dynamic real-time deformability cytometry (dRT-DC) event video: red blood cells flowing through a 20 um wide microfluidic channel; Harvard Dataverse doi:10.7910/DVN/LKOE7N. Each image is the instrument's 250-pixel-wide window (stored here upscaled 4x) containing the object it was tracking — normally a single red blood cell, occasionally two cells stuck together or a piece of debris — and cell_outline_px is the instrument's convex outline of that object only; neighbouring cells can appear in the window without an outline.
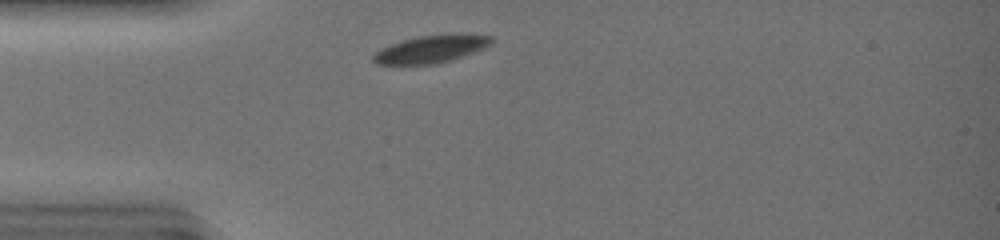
{"species": "common noctule bat (a hibernating species)", "species_latin": "Nyctalus noctula", "temperature_condition": "warm", "stored_images_in_passage": 30, "camera_frame_rate_fps": 3000, "um_per_image_px": 0.085, "animal": {"sex": "female", "body_mass_g": 19.0, "forearm_length_mm": 51.5}, "frame": {"image": 1, "passage_image": 2, "time_ms": 0.333, "image_size_px": [1000, 240], "cell_outline_px": [[492, 44], [452, 60], [436, 64], [376, 64], [372, 60], [372, 56], [380, 48], [404, 40], [420, 36], [492, 36]], "centroid_in_image_um": [36.54, 4.22], "position_along_channel_um": 48.5, "area_um2": 17.98}}
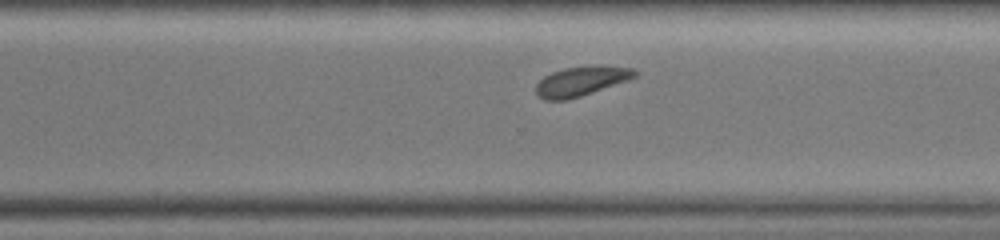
{"frame": {"image": 2, "passage_image": 23, "time_ms": 7.333, "image_size_px": [1000, 240], "cell_outline_px": [[640, 72], [636, 76], [628, 80], [568, 100], [544, 100], [536, 92], [536, 84], [544, 76], [552, 72], [564, 68], [592, 64], [600, 64], [632, 68]], "centroid_in_image_um": [49.43, 6.86], "position_along_channel_um": 321.2, "area_um2": 17.22}}
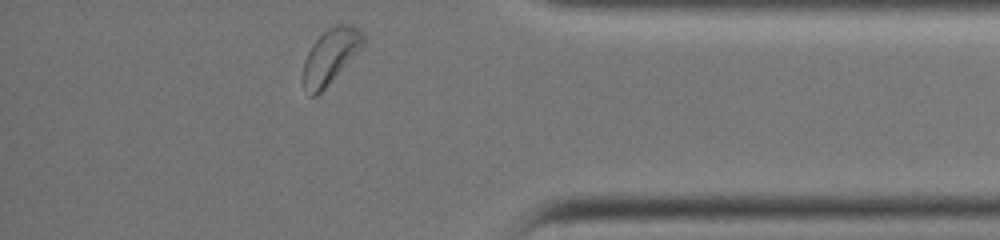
{"frame": {"image": 3, "passage_image": 30, "time_ms": 9.667, "image_size_px": [1000, 240], "cell_outline_px": [[368, 40], [364, 48], [316, 96], [308, 96], [304, 84], [304, 60], [312, 44], [328, 28], [336, 24], [348, 24], [356, 28]], "centroid_in_image_um": [28.14, 4.76], "position_along_channel_um": 407.1, "area_um2": 19.19}, "authors_computed_cell_mechanics": {"area_um2": 18.8139, "velocity_mm_per_s": 4.0996, "shape_relaxation_time_tau1_ms": 2.9391, "shape_relaxation_time_tau2_ms": 6.054, "deformation_change_tau1": 0.0985, "deformation_change_tau2": 0.0896}}